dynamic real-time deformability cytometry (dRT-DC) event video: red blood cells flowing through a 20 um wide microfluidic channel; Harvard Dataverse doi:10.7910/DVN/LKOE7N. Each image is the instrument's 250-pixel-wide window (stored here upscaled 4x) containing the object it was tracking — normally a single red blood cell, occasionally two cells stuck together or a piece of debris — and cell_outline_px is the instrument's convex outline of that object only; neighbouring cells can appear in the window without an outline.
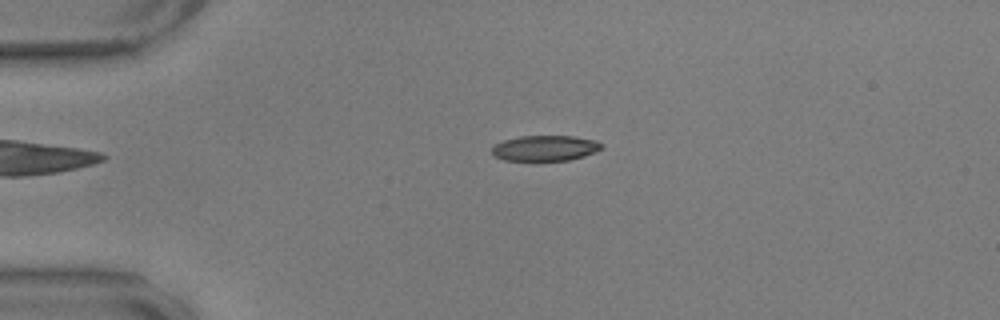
{"species": "common noctule bat (a hibernating species)", "species_latin": "Nyctalus noctula", "temperature_condition": "warm", "stored_images_in_passage": 48, "camera_frame_rate_fps": 3000, "um_per_image_px": 0.085, "animal": {"sex": "male", "body_mass_g": 17.9, "forearm_length_mm": 54.2}, "frame": {"image": 1, "passage_image": 4, "time_ms": 1.0, "image_size_px": [1000, 320], "cell_outline_px": [[604, 148], [584, 156], [568, 160], [536, 164], [532, 164], [504, 160], [496, 156], [492, 152], [492, 148], [496, 144], [504, 140], [520, 136], [572, 136], [596, 140], [604, 144]], "centroid_in_image_um": [46.33, 12.65], "position_along_channel_um": 38.7, "area_um2": 17.17}}
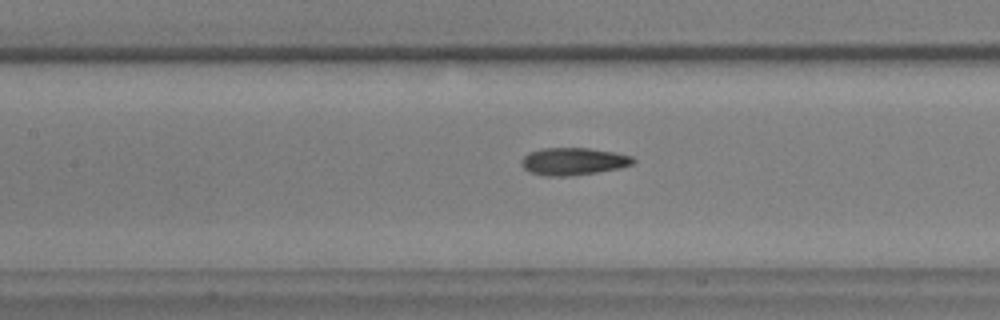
{"frame": {"image": 2, "passage_image": 17, "time_ms": 5.333, "image_size_px": [1000, 320], "cell_outline_px": [[636, 160], [632, 164], [620, 168], [596, 172], [568, 176], [548, 176], [532, 172], [524, 168], [520, 164], [520, 160], [528, 152], [540, 148], [588, 148], [616, 152], [632, 156]], "centroid_in_image_um": [48.73, 13.7], "position_along_channel_um": 158.7, "area_um2": 17.86}}
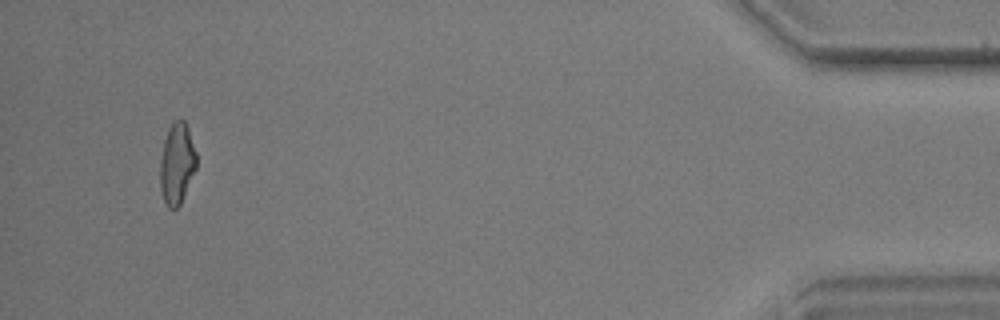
{"frame": {"image": 3, "passage_image": 45, "time_ms": 14.667, "image_size_px": [1000, 320], "cell_outline_px": [[196, 168], [180, 204], [176, 208], [168, 208], [164, 200], [160, 188], [160, 160], [164, 140], [168, 128], [176, 120], [184, 120], [188, 128], [196, 152]], "centroid_in_image_um": [15.03, 13.9], "position_along_channel_um": 420.2, "area_um2": 16.99}, "authors_computed_cell_mechanics": {"area_um2": 17.4556, "velocity_mm_per_s": 3.5615, "shape_relaxation_time_tau1_ms": 5.8473, "shape_relaxation_time_tau2_ms": 2.5428, "deformation_change_tau1": 0.1938, "deformation_change_tau2": 0.1032}}